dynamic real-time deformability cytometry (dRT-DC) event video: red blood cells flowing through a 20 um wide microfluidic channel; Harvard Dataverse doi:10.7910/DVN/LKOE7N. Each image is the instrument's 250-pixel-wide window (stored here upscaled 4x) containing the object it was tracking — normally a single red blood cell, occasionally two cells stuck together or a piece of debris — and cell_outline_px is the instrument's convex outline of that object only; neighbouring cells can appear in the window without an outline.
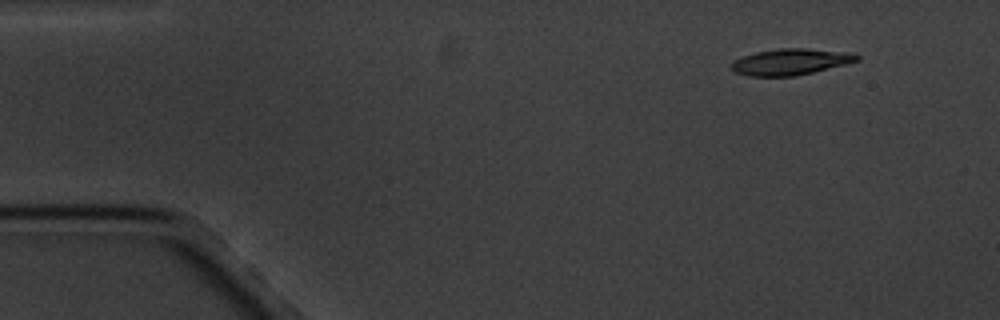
{"species": "common noctule bat (a hibernating species)", "species_latin": "Nyctalus noctula", "temperature_condition": "cold", "stored_images_in_passage": 5, "segment_of_instrument_passage": [2, 2], "camera_frame_rate_fps": 3000, "um_per_image_px": 0.085, "animal": {"sex": "male", "body_mass_g": 20.1, "forearm_length_mm": 53.5}, "frame": {"image": 1, "passage_image": 5, "time_ms": 5.667, "image_size_px": [1000, 320], "cell_outline_px": [[860, 60], [796, 76], [748, 76], [732, 72], [732, 64], [736, 60], [744, 56], [756, 52], [776, 48], [804, 48], [852, 52], [860, 56]], "centroid_in_image_um": [67.21, 5.25], "position_along_channel_um": 17.8, "area_um2": 19.13}}